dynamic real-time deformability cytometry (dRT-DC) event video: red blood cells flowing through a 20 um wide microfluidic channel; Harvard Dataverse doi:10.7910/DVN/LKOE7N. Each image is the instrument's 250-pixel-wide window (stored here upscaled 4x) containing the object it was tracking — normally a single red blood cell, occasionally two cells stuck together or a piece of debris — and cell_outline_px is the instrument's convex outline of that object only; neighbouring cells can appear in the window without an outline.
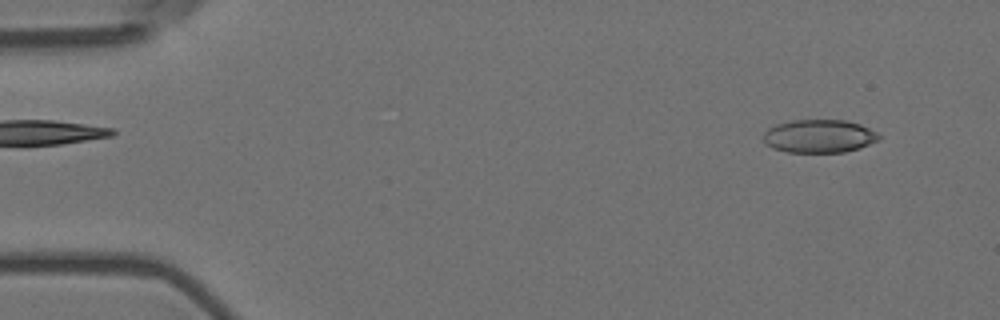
{"species": "Egyptian fruit bat (a non-hibernating species)", "species_latin": "Rousettus aegyptiacus", "temperature_condition": "room temperature", "stored_images_in_passage": 50, "camera_frame_rate_fps": 3000, "um_per_image_px": 0.085, "animal": {"sex": "female"}, "frame": {"image": 1, "passage_image": 4, "time_ms": 1.0, "image_size_px": [1000, 320], "cell_outline_px": [[880, 140], [860, 148], [844, 152], [788, 152], [772, 148], [764, 140], [764, 132], [768, 128], [776, 124], [792, 120], [844, 120], [860, 124], [876, 132], [880, 136]], "centroid_in_image_um": [69.64, 11.57], "position_along_channel_um": 15.4, "area_um2": 22.31}}
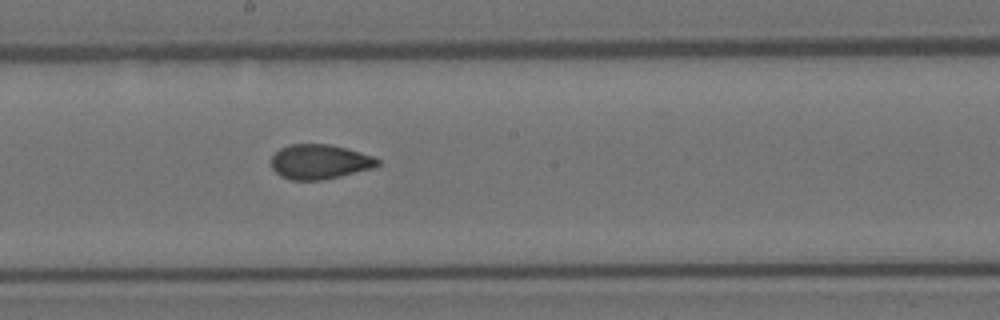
{"frame": {"image": 2, "passage_image": 30, "time_ms": 9.667, "image_size_px": [1000, 320], "cell_outline_px": [[380, 164], [376, 168], [340, 176], [320, 180], [292, 180], [280, 176], [272, 168], [272, 156], [280, 148], [288, 144], [328, 144], [344, 148], [372, 156], [380, 160]], "centroid_in_image_um": [27.17, 13.75], "position_along_channel_um": 221.0, "area_um2": 21.44}}
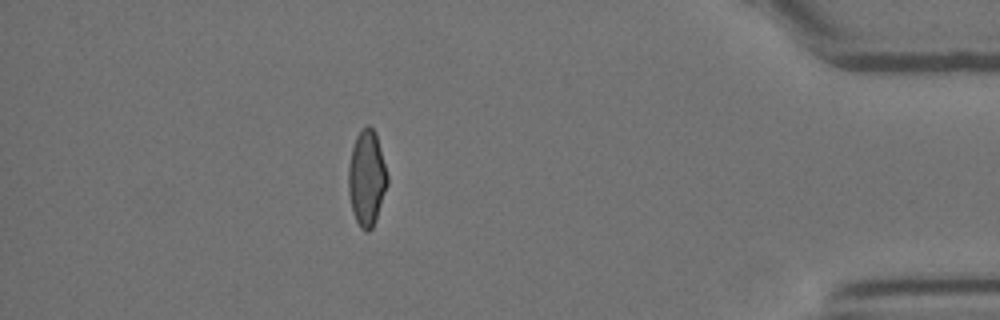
{"frame": {"image": 3, "passage_image": 49, "time_ms": 16.0, "image_size_px": [1000, 320], "cell_outline_px": [[388, 184], [376, 220], [372, 228], [368, 232], [364, 232], [360, 228], [356, 220], [352, 208], [348, 192], [348, 168], [352, 148], [356, 136], [368, 124], [376, 132], [388, 176]], "centroid_in_image_um": [31.18, 15.16], "position_along_channel_um": 404.0, "area_um2": 21.73}}